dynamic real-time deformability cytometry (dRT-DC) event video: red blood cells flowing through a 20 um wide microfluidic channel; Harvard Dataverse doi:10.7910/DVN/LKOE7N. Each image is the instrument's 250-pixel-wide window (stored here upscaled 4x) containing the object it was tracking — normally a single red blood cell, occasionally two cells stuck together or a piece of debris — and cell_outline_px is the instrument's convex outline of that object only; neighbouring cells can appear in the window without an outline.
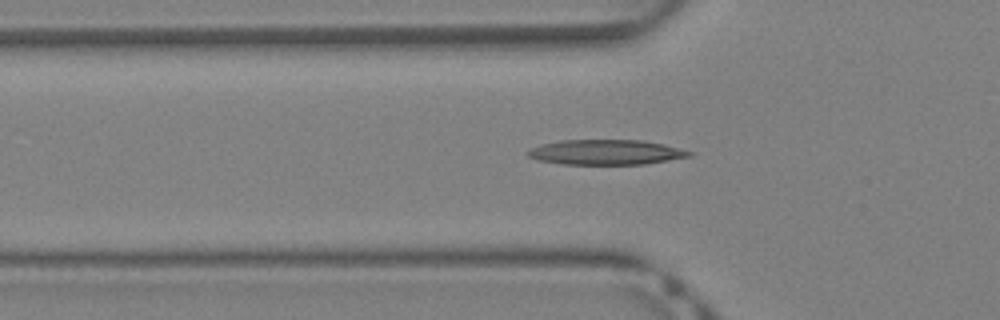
{"species": "Egyptian fruit bat (a non-hibernating species)", "species_latin": "Rousettus aegyptiacus", "temperature_condition": "warm", "stored_images_in_passage": 29, "camera_frame_rate_fps": 3000, "um_per_image_px": 0.085, "animal": {"sex": "female"}, "frame": {"image": 1, "passage_image": 7, "time_ms": 2.0, "image_size_px": [1000, 320], "cell_outline_px": [[692, 156], [644, 164], [564, 164], [540, 160], [528, 156], [528, 152], [532, 148], [544, 144], [560, 140], [644, 140], [664, 144], [692, 152]], "centroid_in_image_um": [51.55, 12.93], "position_along_channel_um": 74.3, "area_um2": 23.24}}
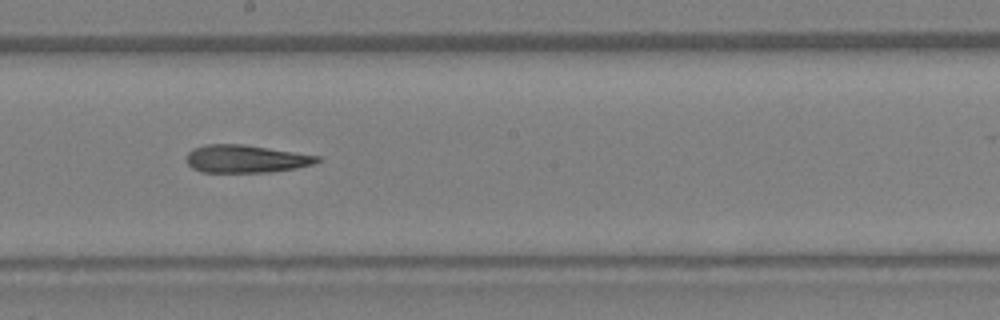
{"frame": {"image": 2, "passage_image": 16, "time_ms": 5.0, "image_size_px": [1000, 320], "cell_outline_px": [[320, 160], [312, 164], [296, 168], [268, 172], [204, 172], [192, 168], [188, 164], [188, 152], [192, 148], [204, 144], [244, 144], [320, 156]], "centroid_in_image_um": [20.88, 13.49], "position_along_channel_um": 227.3, "area_um2": 21.04}}
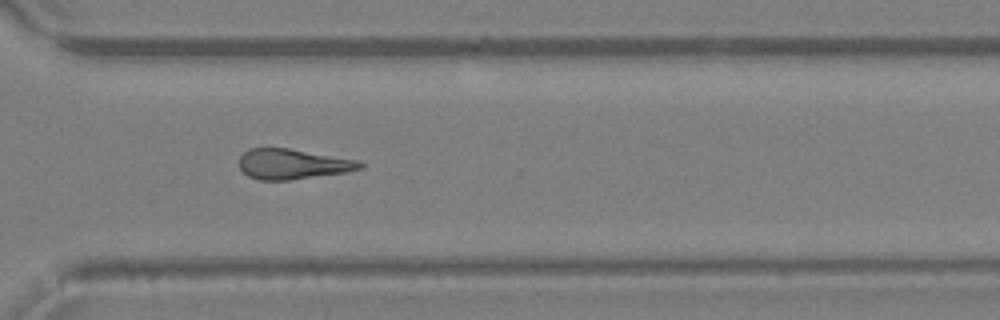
{"frame": {"image": 3, "passage_image": 23, "time_ms": 7.333, "image_size_px": [1000, 320], "cell_outline_px": [[364, 164], [360, 168], [344, 172], [288, 180], [260, 180], [248, 176], [240, 168], [240, 156], [248, 148], [288, 148], [360, 160]], "centroid_in_image_um": [24.86, 13.93], "position_along_channel_um": 345.7, "area_um2": 21.1}}